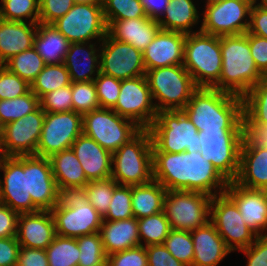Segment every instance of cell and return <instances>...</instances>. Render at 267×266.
Segmentation results:
<instances>
[{
	"mask_svg": "<svg viewBox=\"0 0 267 266\" xmlns=\"http://www.w3.org/2000/svg\"><path fill=\"white\" fill-rule=\"evenodd\" d=\"M153 180L166 190H186L211 197L225 192L229 182L201 152H153Z\"/></svg>",
	"mask_w": 267,
	"mask_h": 266,
	"instance_id": "1",
	"label": "cell"
},
{
	"mask_svg": "<svg viewBox=\"0 0 267 266\" xmlns=\"http://www.w3.org/2000/svg\"><path fill=\"white\" fill-rule=\"evenodd\" d=\"M183 111L198 131L243 129V98L228 92L199 87Z\"/></svg>",
	"mask_w": 267,
	"mask_h": 266,
	"instance_id": "2",
	"label": "cell"
},
{
	"mask_svg": "<svg viewBox=\"0 0 267 266\" xmlns=\"http://www.w3.org/2000/svg\"><path fill=\"white\" fill-rule=\"evenodd\" d=\"M222 70L212 87L244 97L264 75L257 69L245 34L220 36Z\"/></svg>",
	"mask_w": 267,
	"mask_h": 266,
	"instance_id": "3",
	"label": "cell"
},
{
	"mask_svg": "<svg viewBox=\"0 0 267 266\" xmlns=\"http://www.w3.org/2000/svg\"><path fill=\"white\" fill-rule=\"evenodd\" d=\"M51 213L56 234L63 237L76 238L99 232L103 221L89 203L85 187L59 188L58 203Z\"/></svg>",
	"mask_w": 267,
	"mask_h": 266,
	"instance_id": "4",
	"label": "cell"
},
{
	"mask_svg": "<svg viewBox=\"0 0 267 266\" xmlns=\"http://www.w3.org/2000/svg\"><path fill=\"white\" fill-rule=\"evenodd\" d=\"M111 178L118 185H142L153 180V144L148 129L112 153Z\"/></svg>",
	"mask_w": 267,
	"mask_h": 266,
	"instance_id": "5",
	"label": "cell"
},
{
	"mask_svg": "<svg viewBox=\"0 0 267 266\" xmlns=\"http://www.w3.org/2000/svg\"><path fill=\"white\" fill-rule=\"evenodd\" d=\"M183 66L198 87L212 88L222 70L220 36L201 31L187 34Z\"/></svg>",
	"mask_w": 267,
	"mask_h": 266,
	"instance_id": "6",
	"label": "cell"
},
{
	"mask_svg": "<svg viewBox=\"0 0 267 266\" xmlns=\"http://www.w3.org/2000/svg\"><path fill=\"white\" fill-rule=\"evenodd\" d=\"M153 152H199L198 130L183 110L160 111L148 128Z\"/></svg>",
	"mask_w": 267,
	"mask_h": 266,
	"instance_id": "7",
	"label": "cell"
},
{
	"mask_svg": "<svg viewBox=\"0 0 267 266\" xmlns=\"http://www.w3.org/2000/svg\"><path fill=\"white\" fill-rule=\"evenodd\" d=\"M145 76L158 112L183 110L199 88L183 65L147 70Z\"/></svg>",
	"mask_w": 267,
	"mask_h": 266,
	"instance_id": "8",
	"label": "cell"
},
{
	"mask_svg": "<svg viewBox=\"0 0 267 266\" xmlns=\"http://www.w3.org/2000/svg\"><path fill=\"white\" fill-rule=\"evenodd\" d=\"M200 152L228 181L236 179L239 171L243 129L198 131Z\"/></svg>",
	"mask_w": 267,
	"mask_h": 266,
	"instance_id": "9",
	"label": "cell"
},
{
	"mask_svg": "<svg viewBox=\"0 0 267 266\" xmlns=\"http://www.w3.org/2000/svg\"><path fill=\"white\" fill-rule=\"evenodd\" d=\"M83 133L111 153L129 142L141 130L135 122L110 108H98L82 115Z\"/></svg>",
	"mask_w": 267,
	"mask_h": 266,
	"instance_id": "10",
	"label": "cell"
},
{
	"mask_svg": "<svg viewBox=\"0 0 267 266\" xmlns=\"http://www.w3.org/2000/svg\"><path fill=\"white\" fill-rule=\"evenodd\" d=\"M212 197L195 191L167 190L164 212L171 229L192 231L210 221Z\"/></svg>",
	"mask_w": 267,
	"mask_h": 266,
	"instance_id": "11",
	"label": "cell"
},
{
	"mask_svg": "<svg viewBox=\"0 0 267 266\" xmlns=\"http://www.w3.org/2000/svg\"><path fill=\"white\" fill-rule=\"evenodd\" d=\"M210 222L232 252L249 247L258 237L244 222L237 205L225 192L212 197Z\"/></svg>",
	"mask_w": 267,
	"mask_h": 266,
	"instance_id": "12",
	"label": "cell"
},
{
	"mask_svg": "<svg viewBox=\"0 0 267 266\" xmlns=\"http://www.w3.org/2000/svg\"><path fill=\"white\" fill-rule=\"evenodd\" d=\"M52 25L70 43L101 42L107 35V24L100 4H74L73 7Z\"/></svg>",
	"mask_w": 267,
	"mask_h": 266,
	"instance_id": "13",
	"label": "cell"
},
{
	"mask_svg": "<svg viewBox=\"0 0 267 266\" xmlns=\"http://www.w3.org/2000/svg\"><path fill=\"white\" fill-rule=\"evenodd\" d=\"M255 0H223L202 11L200 31L215 36L245 34Z\"/></svg>",
	"mask_w": 267,
	"mask_h": 266,
	"instance_id": "14",
	"label": "cell"
},
{
	"mask_svg": "<svg viewBox=\"0 0 267 266\" xmlns=\"http://www.w3.org/2000/svg\"><path fill=\"white\" fill-rule=\"evenodd\" d=\"M83 133L82 115L75 112H45L36 156L50 158L53 154L71 148Z\"/></svg>",
	"mask_w": 267,
	"mask_h": 266,
	"instance_id": "15",
	"label": "cell"
},
{
	"mask_svg": "<svg viewBox=\"0 0 267 266\" xmlns=\"http://www.w3.org/2000/svg\"><path fill=\"white\" fill-rule=\"evenodd\" d=\"M120 116L148 129L157 117L151 90L145 75L121 80L120 93L112 108Z\"/></svg>",
	"mask_w": 267,
	"mask_h": 266,
	"instance_id": "16",
	"label": "cell"
},
{
	"mask_svg": "<svg viewBox=\"0 0 267 266\" xmlns=\"http://www.w3.org/2000/svg\"><path fill=\"white\" fill-rule=\"evenodd\" d=\"M99 45L101 73L118 80L146 74L143 52L134 46L115 40L108 33Z\"/></svg>",
	"mask_w": 267,
	"mask_h": 266,
	"instance_id": "17",
	"label": "cell"
},
{
	"mask_svg": "<svg viewBox=\"0 0 267 266\" xmlns=\"http://www.w3.org/2000/svg\"><path fill=\"white\" fill-rule=\"evenodd\" d=\"M45 111H36L3 126L0 156L36 155L42 132Z\"/></svg>",
	"mask_w": 267,
	"mask_h": 266,
	"instance_id": "18",
	"label": "cell"
},
{
	"mask_svg": "<svg viewBox=\"0 0 267 266\" xmlns=\"http://www.w3.org/2000/svg\"><path fill=\"white\" fill-rule=\"evenodd\" d=\"M0 171V202L18 213L39 211L28 192L24 156H0Z\"/></svg>",
	"mask_w": 267,
	"mask_h": 266,
	"instance_id": "19",
	"label": "cell"
},
{
	"mask_svg": "<svg viewBox=\"0 0 267 266\" xmlns=\"http://www.w3.org/2000/svg\"><path fill=\"white\" fill-rule=\"evenodd\" d=\"M28 192L39 210L51 211L58 203L59 188L52 172L49 158L24 156Z\"/></svg>",
	"mask_w": 267,
	"mask_h": 266,
	"instance_id": "20",
	"label": "cell"
},
{
	"mask_svg": "<svg viewBox=\"0 0 267 266\" xmlns=\"http://www.w3.org/2000/svg\"><path fill=\"white\" fill-rule=\"evenodd\" d=\"M225 193L237 205L244 222L258 236L267 235V196L264 190L248 189L229 182Z\"/></svg>",
	"mask_w": 267,
	"mask_h": 266,
	"instance_id": "21",
	"label": "cell"
},
{
	"mask_svg": "<svg viewBox=\"0 0 267 266\" xmlns=\"http://www.w3.org/2000/svg\"><path fill=\"white\" fill-rule=\"evenodd\" d=\"M186 34L160 30L143 51L147 70L173 65H183Z\"/></svg>",
	"mask_w": 267,
	"mask_h": 266,
	"instance_id": "22",
	"label": "cell"
},
{
	"mask_svg": "<svg viewBox=\"0 0 267 266\" xmlns=\"http://www.w3.org/2000/svg\"><path fill=\"white\" fill-rule=\"evenodd\" d=\"M55 235L51 211L19 213L16 238L21 247L46 249Z\"/></svg>",
	"mask_w": 267,
	"mask_h": 266,
	"instance_id": "23",
	"label": "cell"
},
{
	"mask_svg": "<svg viewBox=\"0 0 267 266\" xmlns=\"http://www.w3.org/2000/svg\"><path fill=\"white\" fill-rule=\"evenodd\" d=\"M71 149L80 161L88 181L111 177L112 153L94 139L82 133L73 142Z\"/></svg>",
	"mask_w": 267,
	"mask_h": 266,
	"instance_id": "24",
	"label": "cell"
},
{
	"mask_svg": "<svg viewBox=\"0 0 267 266\" xmlns=\"http://www.w3.org/2000/svg\"><path fill=\"white\" fill-rule=\"evenodd\" d=\"M105 21L107 33L113 39L128 43L142 52L161 30L158 20L149 17Z\"/></svg>",
	"mask_w": 267,
	"mask_h": 266,
	"instance_id": "25",
	"label": "cell"
},
{
	"mask_svg": "<svg viewBox=\"0 0 267 266\" xmlns=\"http://www.w3.org/2000/svg\"><path fill=\"white\" fill-rule=\"evenodd\" d=\"M94 42L70 43L64 65L69 72L71 82L94 81L98 76L100 72L98 43L100 42Z\"/></svg>",
	"mask_w": 267,
	"mask_h": 266,
	"instance_id": "26",
	"label": "cell"
},
{
	"mask_svg": "<svg viewBox=\"0 0 267 266\" xmlns=\"http://www.w3.org/2000/svg\"><path fill=\"white\" fill-rule=\"evenodd\" d=\"M234 182L248 189L267 187V148L251 146L243 138L239 171Z\"/></svg>",
	"mask_w": 267,
	"mask_h": 266,
	"instance_id": "27",
	"label": "cell"
},
{
	"mask_svg": "<svg viewBox=\"0 0 267 266\" xmlns=\"http://www.w3.org/2000/svg\"><path fill=\"white\" fill-rule=\"evenodd\" d=\"M190 232L194 249L192 266H218L232 252L210 221Z\"/></svg>",
	"mask_w": 267,
	"mask_h": 266,
	"instance_id": "28",
	"label": "cell"
},
{
	"mask_svg": "<svg viewBox=\"0 0 267 266\" xmlns=\"http://www.w3.org/2000/svg\"><path fill=\"white\" fill-rule=\"evenodd\" d=\"M37 26L36 23L0 18V65H4L16 54L33 47Z\"/></svg>",
	"mask_w": 267,
	"mask_h": 266,
	"instance_id": "29",
	"label": "cell"
},
{
	"mask_svg": "<svg viewBox=\"0 0 267 266\" xmlns=\"http://www.w3.org/2000/svg\"><path fill=\"white\" fill-rule=\"evenodd\" d=\"M99 232L107 256L141 245L135 217L118 221L103 220Z\"/></svg>",
	"mask_w": 267,
	"mask_h": 266,
	"instance_id": "30",
	"label": "cell"
},
{
	"mask_svg": "<svg viewBox=\"0 0 267 266\" xmlns=\"http://www.w3.org/2000/svg\"><path fill=\"white\" fill-rule=\"evenodd\" d=\"M194 0H170L165 13L158 20L161 30L191 34L192 27L198 24L200 15Z\"/></svg>",
	"mask_w": 267,
	"mask_h": 266,
	"instance_id": "31",
	"label": "cell"
},
{
	"mask_svg": "<svg viewBox=\"0 0 267 266\" xmlns=\"http://www.w3.org/2000/svg\"><path fill=\"white\" fill-rule=\"evenodd\" d=\"M70 42L52 24L38 23L33 47L45 64L64 63Z\"/></svg>",
	"mask_w": 267,
	"mask_h": 266,
	"instance_id": "32",
	"label": "cell"
},
{
	"mask_svg": "<svg viewBox=\"0 0 267 266\" xmlns=\"http://www.w3.org/2000/svg\"><path fill=\"white\" fill-rule=\"evenodd\" d=\"M49 160L58 188H84L89 182L80 161L71 148L53 154Z\"/></svg>",
	"mask_w": 267,
	"mask_h": 266,
	"instance_id": "33",
	"label": "cell"
},
{
	"mask_svg": "<svg viewBox=\"0 0 267 266\" xmlns=\"http://www.w3.org/2000/svg\"><path fill=\"white\" fill-rule=\"evenodd\" d=\"M166 188L152 180L142 185L131 186L132 212L136 219L148 217L164 210Z\"/></svg>",
	"mask_w": 267,
	"mask_h": 266,
	"instance_id": "34",
	"label": "cell"
},
{
	"mask_svg": "<svg viewBox=\"0 0 267 266\" xmlns=\"http://www.w3.org/2000/svg\"><path fill=\"white\" fill-rule=\"evenodd\" d=\"M71 84L69 72L64 63L46 64L30 85V90L40 99L48 92Z\"/></svg>",
	"mask_w": 267,
	"mask_h": 266,
	"instance_id": "35",
	"label": "cell"
},
{
	"mask_svg": "<svg viewBox=\"0 0 267 266\" xmlns=\"http://www.w3.org/2000/svg\"><path fill=\"white\" fill-rule=\"evenodd\" d=\"M243 116L250 123L267 125V76L243 97Z\"/></svg>",
	"mask_w": 267,
	"mask_h": 266,
	"instance_id": "36",
	"label": "cell"
},
{
	"mask_svg": "<svg viewBox=\"0 0 267 266\" xmlns=\"http://www.w3.org/2000/svg\"><path fill=\"white\" fill-rule=\"evenodd\" d=\"M137 221L140 243L144 247L163 244L171 230L164 210L148 217L139 218Z\"/></svg>",
	"mask_w": 267,
	"mask_h": 266,
	"instance_id": "37",
	"label": "cell"
},
{
	"mask_svg": "<svg viewBox=\"0 0 267 266\" xmlns=\"http://www.w3.org/2000/svg\"><path fill=\"white\" fill-rule=\"evenodd\" d=\"M49 266H77L80 250L76 238L55 235L45 249Z\"/></svg>",
	"mask_w": 267,
	"mask_h": 266,
	"instance_id": "38",
	"label": "cell"
},
{
	"mask_svg": "<svg viewBox=\"0 0 267 266\" xmlns=\"http://www.w3.org/2000/svg\"><path fill=\"white\" fill-rule=\"evenodd\" d=\"M45 62L34 47L16 54L4 66L25 80L29 85L45 67Z\"/></svg>",
	"mask_w": 267,
	"mask_h": 266,
	"instance_id": "39",
	"label": "cell"
},
{
	"mask_svg": "<svg viewBox=\"0 0 267 266\" xmlns=\"http://www.w3.org/2000/svg\"><path fill=\"white\" fill-rule=\"evenodd\" d=\"M40 107V99L29 90L25 95L0 100V123L2 126L16 121Z\"/></svg>",
	"mask_w": 267,
	"mask_h": 266,
	"instance_id": "40",
	"label": "cell"
},
{
	"mask_svg": "<svg viewBox=\"0 0 267 266\" xmlns=\"http://www.w3.org/2000/svg\"><path fill=\"white\" fill-rule=\"evenodd\" d=\"M0 2L1 19L39 23L40 0H0Z\"/></svg>",
	"mask_w": 267,
	"mask_h": 266,
	"instance_id": "41",
	"label": "cell"
},
{
	"mask_svg": "<svg viewBox=\"0 0 267 266\" xmlns=\"http://www.w3.org/2000/svg\"><path fill=\"white\" fill-rule=\"evenodd\" d=\"M80 250L77 266H107L105 253L100 232L76 237Z\"/></svg>",
	"mask_w": 267,
	"mask_h": 266,
	"instance_id": "42",
	"label": "cell"
},
{
	"mask_svg": "<svg viewBox=\"0 0 267 266\" xmlns=\"http://www.w3.org/2000/svg\"><path fill=\"white\" fill-rule=\"evenodd\" d=\"M118 183L111 177L103 180L89 181L85 193L89 203L104 217L108 211L114 188Z\"/></svg>",
	"mask_w": 267,
	"mask_h": 266,
	"instance_id": "43",
	"label": "cell"
},
{
	"mask_svg": "<svg viewBox=\"0 0 267 266\" xmlns=\"http://www.w3.org/2000/svg\"><path fill=\"white\" fill-rule=\"evenodd\" d=\"M163 245L178 261L192 266L194 249L190 231L171 229Z\"/></svg>",
	"mask_w": 267,
	"mask_h": 266,
	"instance_id": "44",
	"label": "cell"
},
{
	"mask_svg": "<svg viewBox=\"0 0 267 266\" xmlns=\"http://www.w3.org/2000/svg\"><path fill=\"white\" fill-rule=\"evenodd\" d=\"M105 20H124L147 17L141 0H104Z\"/></svg>",
	"mask_w": 267,
	"mask_h": 266,
	"instance_id": "45",
	"label": "cell"
},
{
	"mask_svg": "<svg viewBox=\"0 0 267 266\" xmlns=\"http://www.w3.org/2000/svg\"><path fill=\"white\" fill-rule=\"evenodd\" d=\"M73 111L84 115L100 108L94 81L71 82Z\"/></svg>",
	"mask_w": 267,
	"mask_h": 266,
	"instance_id": "46",
	"label": "cell"
},
{
	"mask_svg": "<svg viewBox=\"0 0 267 266\" xmlns=\"http://www.w3.org/2000/svg\"><path fill=\"white\" fill-rule=\"evenodd\" d=\"M131 200V186L117 185L103 220L118 221L134 217Z\"/></svg>",
	"mask_w": 267,
	"mask_h": 266,
	"instance_id": "47",
	"label": "cell"
},
{
	"mask_svg": "<svg viewBox=\"0 0 267 266\" xmlns=\"http://www.w3.org/2000/svg\"><path fill=\"white\" fill-rule=\"evenodd\" d=\"M100 108L112 109L119 97L121 80L99 72L94 79Z\"/></svg>",
	"mask_w": 267,
	"mask_h": 266,
	"instance_id": "48",
	"label": "cell"
},
{
	"mask_svg": "<svg viewBox=\"0 0 267 266\" xmlns=\"http://www.w3.org/2000/svg\"><path fill=\"white\" fill-rule=\"evenodd\" d=\"M40 107L49 113L73 111L71 84L43 95Z\"/></svg>",
	"mask_w": 267,
	"mask_h": 266,
	"instance_id": "49",
	"label": "cell"
},
{
	"mask_svg": "<svg viewBox=\"0 0 267 266\" xmlns=\"http://www.w3.org/2000/svg\"><path fill=\"white\" fill-rule=\"evenodd\" d=\"M30 85L4 65H0V100L25 95Z\"/></svg>",
	"mask_w": 267,
	"mask_h": 266,
	"instance_id": "50",
	"label": "cell"
},
{
	"mask_svg": "<svg viewBox=\"0 0 267 266\" xmlns=\"http://www.w3.org/2000/svg\"><path fill=\"white\" fill-rule=\"evenodd\" d=\"M107 266H148L147 251L140 245L110 254L107 256Z\"/></svg>",
	"mask_w": 267,
	"mask_h": 266,
	"instance_id": "51",
	"label": "cell"
},
{
	"mask_svg": "<svg viewBox=\"0 0 267 266\" xmlns=\"http://www.w3.org/2000/svg\"><path fill=\"white\" fill-rule=\"evenodd\" d=\"M73 0H40L39 23L52 24L74 5Z\"/></svg>",
	"mask_w": 267,
	"mask_h": 266,
	"instance_id": "52",
	"label": "cell"
},
{
	"mask_svg": "<svg viewBox=\"0 0 267 266\" xmlns=\"http://www.w3.org/2000/svg\"><path fill=\"white\" fill-rule=\"evenodd\" d=\"M249 40L250 52L255 61L257 69L267 76V38L245 33Z\"/></svg>",
	"mask_w": 267,
	"mask_h": 266,
	"instance_id": "53",
	"label": "cell"
},
{
	"mask_svg": "<svg viewBox=\"0 0 267 266\" xmlns=\"http://www.w3.org/2000/svg\"><path fill=\"white\" fill-rule=\"evenodd\" d=\"M239 251L248 259L246 266H267V235L258 236L249 247Z\"/></svg>",
	"mask_w": 267,
	"mask_h": 266,
	"instance_id": "54",
	"label": "cell"
},
{
	"mask_svg": "<svg viewBox=\"0 0 267 266\" xmlns=\"http://www.w3.org/2000/svg\"><path fill=\"white\" fill-rule=\"evenodd\" d=\"M145 249L148 266H186L173 257L163 244L149 245Z\"/></svg>",
	"mask_w": 267,
	"mask_h": 266,
	"instance_id": "55",
	"label": "cell"
},
{
	"mask_svg": "<svg viewBox=\"0 0 267 266\" xmlns=\"http://www.w3.org/2000/svg\"><path fill=\"white\" fill-rule=\"evenodd\" d=\"M243 138L255 147L267 148V125L250 123L242 117Z\"/></svg>",
	"mask_w": 267,
	"mask_h": 266,
	"instance_id": "56",
	"label": "cell"
},
{
	"mask_svg": "<svg viewBox=\"0 0 267 266\" xmlns=\"http://www.w3.org/2000/svg\"><path fill=\"white\" fill-rule=\"evenodd\" d=\"M248 32L267 38V9L255 0L250 11Z\"/></svg>",
	"mask_w": 267,
	"mask_h": 266,
	"instance_id": "57",
	"label": "cell"
},
{
	"mask_svg": "<svg viewBox=\"0 0 267 266\" xmlns=\"http://www.w3.org/2000/svg\"><path fill=\"white\" fill-rule=\"evenodd\" d=\"M19 213L0 202V238L16 237Z\"/></svg>",
	"mask_w": 267,
	"mask_h": 266,
	"instance_id": "58",
	"label": "cell"
},
{
	"mask_svg": "<svg viewBox=\"0 0 267 266\" xmlns=\"http://www.w3.org/2000/svg\"><path fill=\"white\" fill-rule=\"evenodd\" d=\"M16 266H49L46 250L20 246Z\"/></svg>",
	"mask_w": 267,
	"mask_h": 266,
	"instance_id": "59",
	"label": "cell"
},
{
	"mask_svg": "<svg viewBox=\"0 0 267 266\" xmlns=\"http://www.w3.org/2000/svg\"><path fill=\"white\" fill-rule=\"evenodd\" d=\"M19 248L16 237L0 238V266H16Z\"/></svg>",
	"mask_w": 267,
	"mask_h": 266,
	"instance_id": "60",
	"label": "cell"
},
{
	"mask_svg": "<svg viewBox=\"0 0 267 266\" xmlns=\"http://www.w3.org/2000/svg\"><path fill=\"white\" fill-rule=\"evenodd\" d=\"M147 17L159 20L165 13L170 0H141Z\"/></svg>",
	"mask_w": 267,
	"mask_h": 266,
	"instance_id": "61",
	"label": "cell"
},
{
	"mask_svg": "<svg viewBox=\"0 0 267 266\" xmlns=\"http://www.w3.org/2000/svg\"><path fill=\"white\" fill-rule=\"evenodd\" d=\"M75 4L93 3L103 5L104 0H73Z\"/></svg>",
	"mask_w": 267,
	"mask_h": 266,
	"instance_id": "62",
	"label": "cell"
},
{
	"mask_svg": "<svg viewBox=\"0 0 267 266\" xmlns=\"http://www.w3.org/2000/svg\"><path fill=\"white\" fill-rule=\"evenodd\" d=\"M223 0H206L205 2V7L206 6H209V5H212V4H216V3H220V2H222Z\"/></svg>",
	"mask_w": 267,
	"mask_h": 266,
	"instance_id": "63",
	"label": "cell"
},
{
	"mask_svg": "<svg viewBox=\"0 0 267 266\" xmlns=\"http://www.w3.org/2000/svg\"><path fill=\"white\" fill-rule=\"evenodd\" d=\"M257 2L267 9V0H257Z\"/></svg>",
	"mask_w": 267,
	"mask_h": 266,
	"instance_id": "64",
	"label": "cell"
},
{
	"mask_svg": "<svg viewBox=\"0 0 267 266\" xmlns=\"http://www.w3.org/2000/svg\"><path fill=\"white\" fill-rule=\"evenodd\" d=\"M2 134H3V126L0 123V141H1V138H2Z\"/></svg>",
	"mask_w": 267,
	"mask_h": 266,
	"instance_id": "65",
	"label": "cell"
},
{
	"mask_svg": "<svg viewBox=\"0 0 267 266\" xmlns=\"http://www.w3.org/2000/svg\"><path fill=\"white\" fill-rule=\"evenodd\" d=\"M265 193H266V196H267V187L264 189Z\"/></svg>",
	"mask_w": 267,
	"mask_h": 266,
	"instance_id": "66",
	"label": "cell"
}]
</instances>
